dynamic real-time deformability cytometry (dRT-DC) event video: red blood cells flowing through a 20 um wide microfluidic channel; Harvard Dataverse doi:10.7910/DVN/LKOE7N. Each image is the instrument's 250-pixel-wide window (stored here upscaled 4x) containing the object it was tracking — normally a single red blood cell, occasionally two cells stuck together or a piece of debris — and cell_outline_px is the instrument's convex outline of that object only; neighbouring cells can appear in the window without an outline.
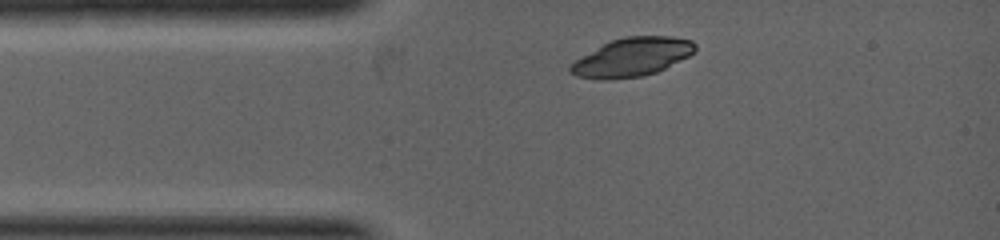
{"species": "common noctule bat (a hibernating species)", "species_latin": "Nyctalus noctula", "temperature_condition": "warm", "stored_images_in_passage": 2, "camera_frame_rate_fps": 5000, "um_per_image_px": 0.085, "animal": {"sex": "female", "body_mass_g": 19.0, "forearm_length_mm": 53.3}, "frame": {"image": 1, "passage_image": 1, "time_ms": 0.0, "image_size_px": [1000, 240], "cell_outline_px": [[696, 52], [656, 72], [644, 76], [608, 80], [600, 80], [576, 76], [568, 72], [568, 68], [576, 60], [604, 44], [612, 40], [624, 36], [672, 36], [692, 40], [696, 44]], "centroid_in_image_um": [53.74, 4.86], "position_along_channel_um": 31.3, "area_um2": 27.92}}